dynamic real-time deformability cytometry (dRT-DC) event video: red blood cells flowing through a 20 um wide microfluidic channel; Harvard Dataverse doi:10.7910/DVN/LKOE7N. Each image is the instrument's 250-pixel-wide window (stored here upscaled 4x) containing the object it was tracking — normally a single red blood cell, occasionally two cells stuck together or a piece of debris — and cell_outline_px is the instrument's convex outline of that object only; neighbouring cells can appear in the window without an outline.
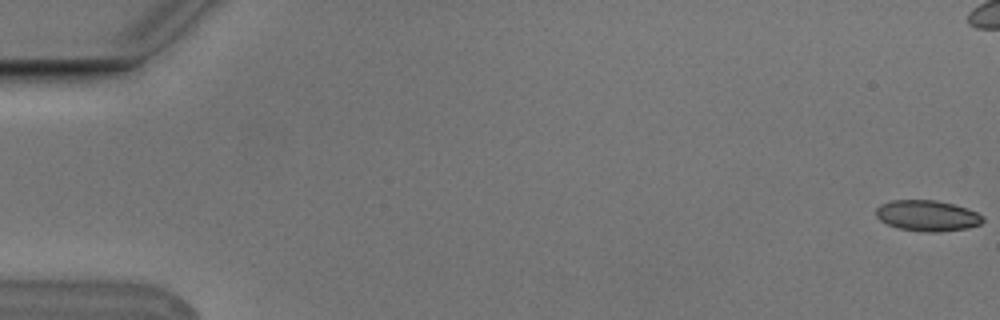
{"species": "Egyptian fruit bat (a non-hibernating species)", "species_latin": "Rousettus aegyptiacus", "temperature_condition": "cold", "stored_images_in_passage": 8, "camera_frame_rate_fps": 3000, "um_per_image_px": 0.085, "animal": {"sex": "male"}, "frame": {"image": 1, "passage_image": 1, "time_ms": 0.0, "image_size_px": [1000, 320], "cell_outline_px": [[984, 220], [980, 224], [968, 228], [936, 232], [924, 232], [900, 228], [888, 224], [880, 220], [876, 216], [876, 208], [880, 204], [892, 200], [936, 200], [968, 208], [984, 216]], "centroid_in_image_um": [78.83, 18.33], "position_along_channel_um": 6.2, "area_um2": 19.19}}